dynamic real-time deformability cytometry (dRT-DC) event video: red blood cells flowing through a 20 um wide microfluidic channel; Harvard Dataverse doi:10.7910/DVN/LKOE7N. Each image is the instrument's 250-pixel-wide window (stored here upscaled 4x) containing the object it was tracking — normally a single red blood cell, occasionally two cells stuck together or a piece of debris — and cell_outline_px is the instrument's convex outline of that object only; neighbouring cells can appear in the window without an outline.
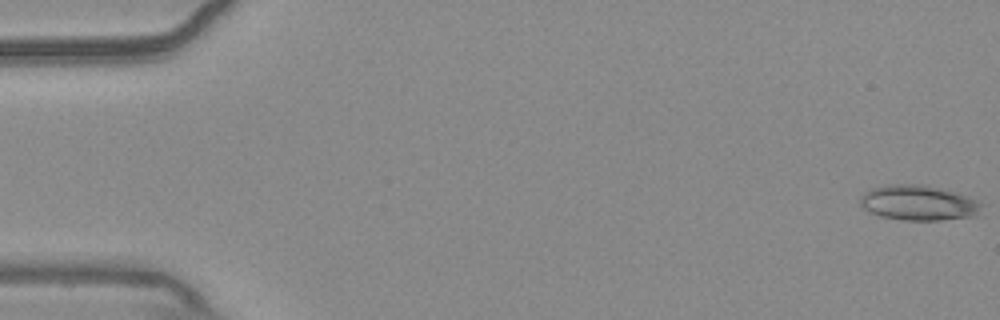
{"species": "common noctule bat (a hibernating species)", "species_latin": "Nyctalus noctula", "temperature_condition": "warm", "stored_images_in_passage": 56, "camera_frame_rate_fps": 3000, "um_per_image_px": 0.085, "animal": {"sex": "male", "body_mass_g": 20.4}, "frame": {"image": 1, "passage_image": 1, "time_ms": 0.0, "image_size_px": [1000, 320], "cell_outline_px": [[984, 204], [976, 216], [940, 220], [904, 220], [880, 216], [868, 212], [860, 204], [860, 196], [864, 192], [872, 188], [888, 184], [924, 184], [980, 200]], "centroid_in_image_um": [78.06, 17.24], "position_along_channel_um": 6.9, "area_um2": 24.97}}
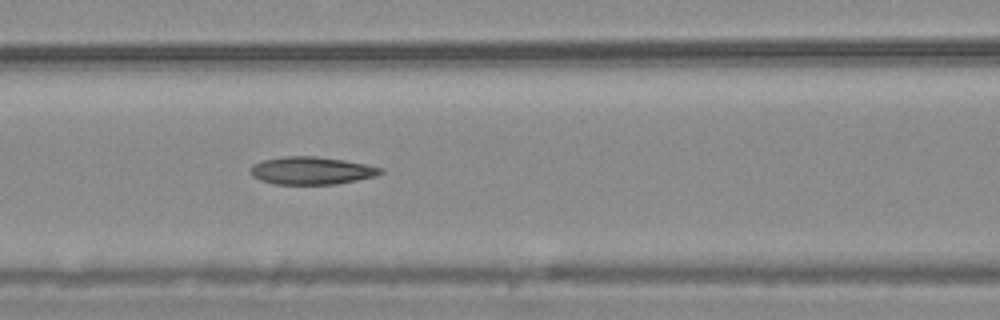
{"frame": {"image": 2, "passage_image": 24, "time_ms": 7.667, "image_size_px": [1000, 320], "cell_outline_px": [[384, 172], [376, 176], [336, 184], [276, 184], [260, 180], [252, 176], [248, 172], [252, 164], [264, 160], [284, 156], [316, 156], [344, 160], [368, 164], [384, 168]], "centroid_in_image_um": [26.49, 14.5], "position_along_channel_um": 140.1, "area_um2": 21.15}}
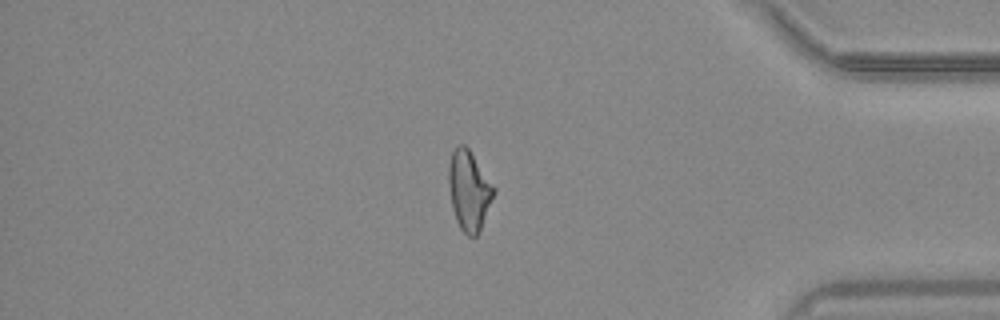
{"frame": {"image": 3, "passage_image": 47, "time_ms": 15.333, "image_size_px": [1000, 320], "cell_outline_px": [[496, 192], [480, 232], [476, 236], [468, 236], [460, 228], [456, 220], [452, 208], [448, 184], [448, 164], [452, 152], [460, 144], [464, 144], [468, 148], [496, 188]], "centroid_in_image_um": [39.88, 16.21], "position_along_channel_um": 395.3, "area_um2": 21.15}, "authors_computed_cell_mechanics": {"area_um2": 21.6172, "velocity_mm_per_s": 3.703, "shape_relaxation_time_tau1_ms": null, "shape_relaxation_time_tau2_ms": 6.56, "deformation_change_tau1": null, "deformation_change_tau2": 0.1695}}